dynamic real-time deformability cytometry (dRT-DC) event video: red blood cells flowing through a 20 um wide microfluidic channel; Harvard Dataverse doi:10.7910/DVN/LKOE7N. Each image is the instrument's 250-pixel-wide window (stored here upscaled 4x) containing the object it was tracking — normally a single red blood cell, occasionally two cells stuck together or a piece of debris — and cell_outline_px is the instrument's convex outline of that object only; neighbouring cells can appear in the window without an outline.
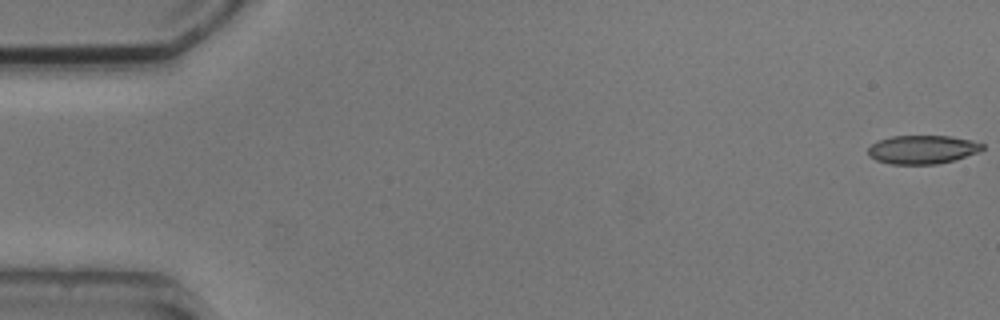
{"species": "common noctule bat (a hibernating species)", "species_latin": "Nyctalus noctula", "temperature_condition": "cold", "stored_images_in_passage": 4, "camera_frame_rate_fps": 3000, "um_per_image_px": 0.085, "animal": {"sex": "male", "body_mass_g": 20.5, "forearm_length_mm": 52.5}, "frame": {"image": 1, "passage_image": 1, "time_ms": 0.0, "image_size_px": [1000, 320], "cell_outline_px": [[984, 148], [980, 152], [956, 160], [936, 164], [892, 164], [876, 160], [868, 156], [868, 148], [872, 144], [880, 140], [892, 136], [952, 136], [972, 140], [984, 144]], "centroid_in_image_um": [78.45, 12.71], "position_along_channel_um": 6.6, "area_um2": 19.19}}
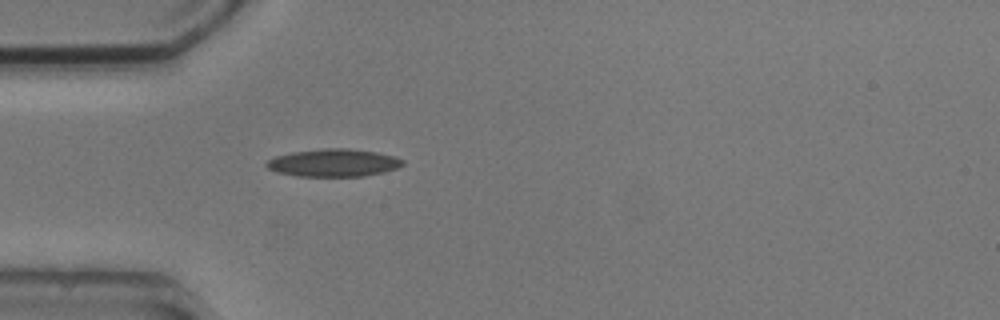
{"frame": {"image": 2, "passage_image": 4, "time_ms": 5.0, "image_size_px": [1000, 320], "cell_outline_px": [[404, 164], [396, 168], [384, 172], [364, 176], [296, 176], [276, 172], [268, 168], [264, 164], [268, 160], [276, 156], [292, 152], [324, 148], [344, 148], [376, 152], [392, 156], [404, 160]], "centroid_in_image_um": [28.33, 13.84], "position_along_channel_um": 56.7, "area_um2": 21.85}}